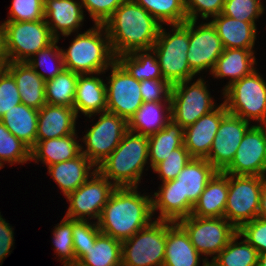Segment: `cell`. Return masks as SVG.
Instances as JSON below:
<instances>
[{"label":"cell","instance_id":"obj_1","mask_svg":"<svg viewBox=\"0 0 266 266\" xmlns=\"http://www.w3.org/2000/svg\"><path fill=\"white\" fill-rule=\"evenodd\" d=\"M218 171L205 158H192L174 180L164 182L152 198V212L160 210L157 220L177 223L191 215L205 186Z\"/></svg>","mask_w":266,"mask_h":266},{"label":"cell","instance_id":"obj_2","mask_svg":"<svg viewBox=\"0 0 266 266\" xmlns=\"http://www.w3.org/2000/svg\"><path fill=\"white\" fill-rule=\"evenodd\" d=\"M115 57L136 50H150L161 28L134 0H125L104 23Z\"/></svg>","mask_w":266,"mask_h":266},{"label":"cell","instance_id":"obj_3","mask_svg":"<svg viewBox=\"0 0 266 266\" xmlns=\"http://www.w3.org/2000/svg\"><path fill=\"white\" fill-rule=\"evenodd\" d=\"M137 187H117L97 221L101 233L123 242L151 222L152 198L138 194Z\"/></svg>","mask_w":266,"mask_h":266},{"label":"cell","instance_id":"obj_4","mask_svg":"<svg viewBox=\"0 0 266 266\" xmlns=\"http://www.w3.org/2000/svg\"><path fill=\"white\" fill-rule=\"evenodd\" d=\"M148 136L127 131L116 149L96 169L116 187H137L148 158Z\"/></svg>","mask_w":266,"mask_h":266},{"label":"cell","instance_id":"obj_5","mask_svg":"<svg viewBox=\"0 0 266 266\" xmlns=\"http://www.w3.org/2000/svg\"><path fill=\"white\" fill-rule=\"evenodd\" d=\"M61 52L64 68L77 74H100L116 61L104 24H95L94 28L78 34L68 50Z\"/></svg>","mask_w":266,"mask_h":266},{"label":"cell","instance_id":"obj_6","mask_svg":"<svg viewBox=\"0 0 266 266\" xmlns=\"http://www.w3.org/2000/svg\"><path fill=\"white\" fill-rule=\"evenodd\" d=\"M174 33L167 34L164 29L159 30L156 42L151 51L158 58L163 79L171 85L193 79L195 75L188 64L187 53L189 47V20L183 24L172 25Z\"/></svg>","mask_w":266,"mask_h":266},{"label":"cell","instance_id":"obj_7","mask_svg":"<svg viewBox=\"0 0 266 266\" xmlns=\"http://www.w3.org/2000/svg\"><path fill=\"white\" fill-rule=\"evenodd\" d=\"M174 222L155 220L122 242L123 266H163L167 229Z\"/></svg>","mask_w":266,"mask_h":266},{"label":"cell","instance_id":"obj_8","mask_svg":"<svg viewBox=\"0 0 266 266\" xmlns=\"http://www.w3.org/2000/svg\"><path fill=\"white\" fill-rule=\"evenodd\" d=\"M223 94L229 114L248 122L253 119L261 123L266 118V82L256 70L230 84Z\"/></svg>","mask_w":266,"mask_h":266},{"label":"cell","instance_id":"obj_9","mask_svg":"<svg viewBox=\"0 0 266 266\" xmlns=\"http://www.w3.org/2000/svg\"><path fill=\"white\" fill-rule=\"evenodd\" d=\"M5 49L8 62H26L41 49L53 43L52 35L45 19L37 21H5Z\"/></svg>","mask_w":266,"mask_h":266},{"label":"cell","instance_id":"obj_10","mask_svg":"<svg viewBox=\"0 0 266 266\" xmlns=\"http://www.w3.org/2000/svg\"><path fill=\"white\" fill-rule=\"evenodd\" d=\"M262 188V176L228 174L224 218L237 230L258 217Z\"/></svg>","mask_w":266,"mask_h":266},{"label":"cell","instance_id":"obj_11","mask_svg":"<svg viewBox=\"0 0 266 266\" xmlns=\"http://www.w3.org/2000/svg\"><path fill=\"white\" fill-rule=\"evenodd\" d=\"M190 81L173 84L170 95L171 120L184 129L216 109L204 80L199 78L189 87Z\"/></svg>","mask_w":266,"mask_h":266},{"label":"cell","instance_id":"obj_12","mask_svg":"<svg viewBox=\"0 0 266 266\" xmlns=\"http://www.w3.org/2000/svg\"><path fill=\"white\" fill-rule=\"evenodd\" d=\"M187 233L200 254L216 256L238 233L224 217H196L193 215L177 222Z\"/></svg>","mask_w":266,"mask_h":266},{"label":"cell","instance_id":"obj_13","mask_svg":"<svg viewBox=\"0 0 266 266\" xmlns=\"http://www.w3.org/2000/svg\"><path fill=\"white\" fill-rule=\"evenodd\" d=\"M91 175H93L91 180H87L66 196L70 206L65 217L86 221V216H88V218L99 220L103 207L117 187L102 176L97 169H94Z\"/></svg>","mask_w":266,"mask_h":266},{"label":"cell","instance_id":"obj_14","mask_svg":"<svg viewBox=\"0 0 266 266\" xmlns=\"http://www.w3.org/2000/svg\"><path fill=\"white\" fill-rule=\"evenodd\" d=\"M128 131V122L110 112H103L99 121L84 136L87 149L81 152L94 164L102 163L119 145Z\"/></svg>","mask_w":266,"mask_h":266},{"label":"cell","instance_id":"obj_15","mask_svg":"<svg viewBox=\"0 0 266 266\" xmlns=\"http://www.w3.org/2000/svg\"><path fill=\"white\" fill-rule=\"evenodd\" d=\"M110 67L112 72L109 86L106 85V111L128 122L143 104L140 81L132 77L117 60Z\"/></svg>","mask_w":266,"mask_h":266},{"label":"cell","instance_id":"obj_16","mask_svg":"<svg viewBox=\"0 0 266 266\" xmlns=\"http://www.w3.org/2000/svg\"><path fill=\"white\" fill-rule=\"evenodd\" d=\"M197 21L189 20V47L187 61L191 71L196 75L203 69L211 68L223 53L224 47L216 28L211 22L201 24L195 30Z\"/></svg>","mask_w":266,"mask_h":266},{"label":"cell","instance_id":"obj_17","mask_svg":"<svg viewBox=\"0 0 266 266\" xmlns=\"http://www.w3.org/2000/svg\"><path fill=\"white\" fill-rule=\"evenodd\" d=\"M266 166V138L259 125L251 126L244 134L233 161L225 174L262 176Z\"/></svg>","mask_w":266,"mask_h":266},{"label":"cell","instance_id":"obj_18","mask_svg":"<svg viewBox=\"0 0 266 266\" xmlns=\"http://www.w3.org/2000/svg\"><path fill=\"white\" fill-rule=\"evenodd\" d=\"M249 122L227 114L219 125L209 155L205 158L218 172H223L233 161Z\"/></svg>","mask_w":266,"mask_h":266},{"label":"cell","instance_id":"obj_19","mask_svg":"<svg viewBox=\"0 0 266 266\" xmlns=\"http://www.w3.org/2000/svg\"><path fill=\"white\" fill-rule=\"evenodd\" d=\"M228 114L224 103L184 129V146L193 158H206L221 120Z\"/></svg>","mask_w":266,"mask_h":266},{"label":"cell","instance_id":"obj_20","mask_svg":"<svg viewBox=\"0 0 266 266\" xmlns=\"http://www.w3.org/2000/svg\"><path fill=\"white\" fill-rule=\"evenodd\" d=\"M76 118L74 108L46 103L38 110L36 142L75 133Z\"/></svg>","mask_w":266,"mask_h":266},{"label":"cell","instance_id":"obj_21","mask_svg":"<svg viewBox=\"0 0 266 266\" xmlns=\"http://www.w3.org/2000/svg\"><path fill=\"white\" fill-rule=\"evenodd\" d=\"M5 69L15 79L23 104L36 110L46 104V81L27 62H8Z\"/></svg>","mask_w":266,"mask_h":266},{"label":"cell","instance_id":"obj_22","mask_svg":"<svg viewBox=\"0 0 266 266\" xmlns=\"http://www.w3.org/2000/svg\"><path fill=\"white\" fill-rule=\"evenodd\" d=\"M80 4L74 0H44V18L56 39H59L58 29L63 36L79 29L84 20ZM47 18H51V22Z\"/></svg>","mask_w":266,"mask_h":266},{"label":"cell","instance_id":"obj_23","mask_svg":"<svg viewBox=\"0 0 266 266\" xmlns=\"http://www.w3.org/2000/svg\"><path fill=\"white\" fill-rule=\"evenodd\" d=\"M200 255L178 223H173L167 229L163 266H198ZM203 264L209 266L208 260L204 259Z\"/></svg>","mask_w":266,"mask_h":266},{"label":"cell","instance_id":"obj_24","mask_svg":"<svg viewBox=\"0 0 266 266\" xmlns=\"http://www.w3.org/2000/svg\"><path fill=\"white\" fill-rule=\"evenodd\" d=\"M86 75V76H85ZM78 74L76 95L73 108L78 116L81 111L89 118L95 113H102L107 108L106 85L103 79Z\"/></svg>","mask_w":266,"mask_h":266},{"label":"cell","instance_id":"obj_25","mask_svg":"<svg viewBox=\"0 0 266 266\" xmlns=\"http://www.w3.org/2000/svg\"><path fill=\"white\" fill-rule=\"evenodd\" d=\"M216 28L224 49H253L256 39V25L220 14L210 21Z\"/></svg>","mask_w":266,"mask_h":266},{"label":"cell","instance_id":"obj_26","mask_svg":"<svg viewBox=\"0 0 266 266\" xmlns=\"http://www.w3.org/2000/svg\"><path fill=\"white\" fill-rule=\"evenodd\" d=\"M228 196V174L217 172L194 204L191 215L224 217Z\"/></svg>","mask_w":266,"mask_h":266},{"label":"cell","instance_id":"obj_27","mask_svg":"<svg viewBox=\"0 0 266 266\" xmlns=\"http://www.w3.org/2000/svg\"><path fill=\"white\" fill-rule=\"evenodd\" d=\"M95 166L82 152L75 158L48 166L49 174L67 196L78 189L89 178V171Z\"/></svg>","mask_w":266,"mask_h":266},{"label":"cell","instance_id":"obj_28","mask_svg":"<svg viewBox=\"0 0 266 266\" xmlns=\"http://www.w3.org/2000/svg\"><path fill=\"white\" fill-rule=\"evenodd\" d=\"M75 134L36 142L30 149V159L41 160L50 166L77 157L81 153V145L75 140Z\"/></svg>","mask_w":266,"mask_h":266},{"label":"cell","instance_id":"obj_29","mask_svg":"<svg viewBox=\"0 0 266 266\" xmlns=\"http://www.w3.org/2000/svg\"><path fill=\"white\" fill-rule=\"evenodd\" d=\"M252 49L227 48L217 59L212 70L215 77H231L228 85L241 80L246 75L251 74L255 68V56Z\"/></svg>","mask_w":266,"mask_h":266},{"label":"cell","instance_id":"obj_30","mask_svg":"<svg viewBox=\"0 0 266 266\" xmlns=\"http://www.w3.org/2000/svg\"><path fill=\"white\" fill-rule=\"evenodd\" d=\"M0 121L30 149L36 144L38 110L20 103L7 111Z\"/></svg>","mask_w":266,"mask_h":266},{"label":"cell","instance_id":"obj_31","mask_svg":"<svg viewBox=\"0 0 266 266\" xmlns=\"http://www.w3.org/2000/svg\"><path fill=\"white\" fill-rule=\"evenodd\" d=\"M163 105L162 102H143L128 121V130L144 136H150L162 130L171 120V103L165 107L168 112L165 117Z\"/></svg>","mask_w":266,"mask_h":266},{"label":"cell","instance_id":"obj_32","mask_svg":"<svg viewBox=\"0 0 266 266\" xmlns=\"http://www.w3.org/2000/svg\"><path fill=\"white\" fill-rule=\"evenodd\" d=\"M148 157L152 169L184 144V128L170 120L165 127L148 136Z\"/></svg>","mask_w":266,"mask_h":266},{"label":"cell","instance_id":"obj_33","mask_svg":"<svg viewBox=\"0 0 266 266\" xmlns=\"http://www.w3.org/2000/svg\"><path fill=\"white\" fill-rule=\"evenodd\" d=\"M122 264V242L100 233L86 256L76 266H118Z\"/></svg>","mask_w":266,"mask_h":266},{"label":"cell","instance_id":"obj_34","mask_svg":"<svg viewBox=\"0 0 266 266\" xmlns=\"http://www.w3.org/2000/svg\"><path fill=\"white\" fill-rule=\"evenodd\" d=\"M149 51V52H148ZM150 50H136L131 53L121 54L116 60L137 79H163L157 57L151 56Z\"/></svg>","mask_w":266,"mask_h":266},{"label":"cell","instance_id":"obj_35","mask_svg":"<svg viewBox=\"0 0 266 266\" xmlns=\"http://www.w3.org/2000/svg\"><path fill=\"white\" fill-rule=\"evenodd\" d=\"M239 237L237 233L220 253L213 257L209 266H257L258 251L245 239L235 243Z\"/></svg>","mask_w":266,"mask_h":266},{"label":"cell","instance_id":"obj_36","mask_svg":"<svg viewBox=\"0 0 266 266\" xmlns=\"http://www.w3.org/2000/svg\"><path fill=\"white\" fill-rule=\"evenodd\" d=\"M78 74L68 69L45 82L46 103L73 108Z\"/></svg>","mask_w":266,"mask_h":266},{"label":"cell","instance_id":"obj_37","mask_svg":"<svg viewBox=\"0 0 266 266\" xmlns=\"http://www.w3.org/2000/svg\"><path fill=\"white\" fill-rule=\"evenodd\" d=\"M158 22L170 25L183 24L188 20L184 0H134Z\"/></svg>","mask_w":266,"mask_h":266},{"label":"cell","instance_id":"obj_38","mask_svg":"<svg viewBox=\"0 0 266 266\" xmlns=\"http://www.w3.org/2000/svg\"><path fill=\"white\" fill-rule=\"evenodd\" d=\"M6 161L12 165L30 161V148L16 138L0 121V163Z\"/></svg>","mask_w":266,"mask_h":266},{"label":"cell","instance_id":"obj_39","mask_svg":"<svg viewBox=\"0 0 266 266\" xmlns=\"http://www.w3.org/2000/svg\"><path fill=\"white\" fill-rule=\"evenodd\" d=\"M101 233L98 224H90L87 220L72 219L73 247L76 256V265L86 256V250L95 244L97 236Z\"/></svg>","mask_w":266,"mask_h":266},{"label":"cell","instance_id":"obj_40","mask_svg":"<svg viewBox=\"0 0 266 266\" xmlns=\"http://www.w3.org/2000/svg\"><path fill=\"white\" fill-rule=\"evenodd\" d=\"M58 226V227H57ZM54 230V246L56 254L61 257L64 266H76V256L73 247L72 219L64 217Z\"/></svg>","mask_w":266,"mask_h":266},{"label":"cell","instance_id":"obj_41","mask_svg":"<svg viewBox=\"0 0 266 266\" xmlns=\"http://www.w3.org/2000/svg\"><path fill=\"white\" fill-rule=\"evenodd\" d=\"M263 11L260 0H225L221 14L255 24Z\"/></svg>","mask_w":266,"mask_h":266},{"label":"cell","instance_id":"obj_42","mask_svg":"<svg viewBox=\"0 0 266 266\" xmlns=\"http://www.w3.org/2000/svg\"><path fill=\"white\" fill-rule=\"evenodd\" d=\"M192 158L183 144L181 147L171 151L170 155L158 163L153 170L159 174L163 180L162 183L174 180Z\"/></svg>","mask_w":266,"mask_h":266},{"label":"cell","instance_id":"obj_43","mask_svg":"<svg viewBox=\"0 0 266 266\" xmlns=\"http://www.w3.org/2000/svg\"><path fill=\"white\" fill-rule=\"evenodd\" d=\"M58 42V39H56L53 43H51L49 46H47L44 49H41L39 52L34 54L31 58H29L26 62L36 71V73L42 77L45 81L55 78L57 75H59L64 68V61L62 57L61 49H59L58 46H56V43ZM37 55V56H36ZM35 56V58H34ZM39 56V58H37ZM55 57V58H54ZM49 59H56L54 62L57 61V66L55 65L54 68H51V72H49L47 75L44 73L39 72L37 68H39L42 65V68L45 67L44 64H46V61ZM47 70V69H46Z\"/></svg>","mask_w":266,"mask_h":266},{"label":"cell","instance_id":"obj_44","mask_svg":"<svg viewBox=\"0 0 266 266\" xmlns=\"http://www.w3.org/2000/svg\"><path fill=\"white\" fill-rule=\"evenodd\" d=\"M10 16L6 21L44 20V0H13Z\"/></svg>","mask_w":266,"mask_h":266},{"label":"cell","instance_id":"obj_45","mask_svg":"<svg viewBox=\"0 0 266 266\" xmlns=\"http://www.w3.org/2000/svg\"><path fill=\"white\" fill-rule=\"evenodd\" d=\"M20 103L21 97L15 79L4 68L0 73V118Z\"/></svg>","mask_w":266,"mask_h":266},{"label":"cell","instance_id":"obj_46","mask_svg":"<svg viewBox=\"0 0 266 266\" xmlns=\"http://www.w3.org/2000/svg\"><path fill=\"white\" fill-rule=\"evenodd\" d=\"M172 85L165 79H146L140 81L143 102L170 103ZM163 98V99H162Z\"/></svg>","mask_w":266,"mask_h":266},{"label":"cell","instance_id":"obj_47","mask_svg":"<svg viewBox=\"0 0 266 266\" xmlns=\"http://www.w3.org/2000/svg\"><path fill=\"white\" fill-rule=\"evenodd\" d=\"M238 234L245 237L258 253H266V221L255 218L251 222L243 224L238 229Z\"/></svg>","mask_w":266,"mask_h":266},{"label":"cell","instance_id":"obj_48","mask_svg":"<svg viewBox=\"0 0 266 266\" xmlns=\"http://www.w3.org/2000/svg\"><path fill=\"white\" fill-rule=\"evenodd\" d=\"M225 0H184L185 10L188 20H197V14L201 12V17L206 19L220 15Z\"/></svg>","mask_w":266,"mask_h":266},{"label":"cell","instance_id":"obj_49","mask_svg":"<svg viewBox=\"0 0 266 266\" xmlns=\"http://www.w3.org/2000/svg\"><path fill=\"white\" fill-rule=\"evenodd\" d=\"M95 24H104L125 0H81Z\"/></svg>","mask_w":266,"mask_h":266},{"label":"cell","instance_id":"obj_50","mask_svg":"<svg viewBox=\"0 0 266 266\" xmlns=\"http://www.w3.org/2000/svg\"><path fill=\"white\" fill-rule=\"evenodd\" d=\"M10 227L0 215V263L8 256L13 245V231Z\"/></svg>","mask_w":266,"mask_h":266},{"label":"cell","instance_id":"obj_51","mask_svg":"<svg viewBox=\"0 0 266 266\" xmlns=\"http://www.w3.org/2000/svg\"><path fill=\"white\" fill-rule=\"evenodd\" d=\"M261 220L266 221V185L263 184V188L260 196V205L258 211V217Z\"/></svg>","mask_w":266,"mask_h":266},{"label":"cell","instance_id":"obj_52","mask_svg":"<svg viewBox=\"0 0 266 266\" xmlns=\"http://www.w3.org/2000/svg\"><path fill=\"white\" fill-rule=\"evenodd\" d=\"M0 62H8L5 49V31L3 24L0 25Z\"/></svg>","mask_w":266,"mask_h":266},{"label":"cell","instance_id":"obj_53","mask_svg":"<svg viewBox=\"0 0 266 266\" xmlns=\"http://www.w3.org/2000/svg\"><path fill=\"white\" fill-rule=\"evenodd\" d=\"M257 266H266V253H260Z\"/></svg>","mask_w":266,"mask_h":266},{"label":"cell","instance_id":"obj_54","mask_svg":"<svg viewBox=\"0 0 266 266\" xmlns=\"http://www.w3.org/2000/svg\"><path fill=\"white\" fill-rule=\"evenodd\" d=\"M263 126H262V125ZM259 126L262 128V130H263V132H264V134H265V138H266V128L264 129V126L266 127V118L262 121V123H261Z\"/></svg>","mask_w":266,"mask_h":266},{"label":"cell","instance_id":"obj_55","mask_svg":"<svg viewBox=\"0 0 266 266\" xmlns=\"http://www.w3.org/2000/svg\"><path fill=\"white\" fill-rule=\"evenodd\" d=\"M266 166H265V169H264V172H263V175H262V180H263V184L266 185Z\"/></svg>","mask_w":266,"mask_h":266},{"label":"cell","instance_id":"obj_56","mask_svg":"<svg viewBox=\"0 0 266 266\" xmlns=\"http://www.w3.org/2000/svg\"><path fill=\"white\" fill-rule=\"evenodd\" d=\"M8 62H0V73L3 71V69L5 68V65L7 64Z\"/></svg>","mask_w":266,"mask_h":266}]
</instances>
